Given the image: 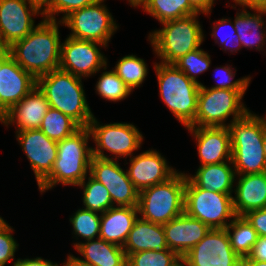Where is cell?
I'll return each mask as SVG.
<instances>
[{
	"label": "cell",
	"mask_w": 266,
	"mask_h": 266,
	"mask_svg": "<svg viewBox=\"0 0 266 266\" xmlns=\"http://www.w3.org/2000/svg\"><path fill=\"white\" fill-rule=\"evenodd\" d=\"M56 22L44 18L24 39L8 47L18 65L36 79L59 69L61 43Z\"/></svg>",
	"instance_id": "1"
},
{
	"label": "cell",
	"mask_w": 266,
	"mask_h": 266,
	"mask_svg": "<svg viewBox=\"0 0 266 266\" xmlns=\"http://www.w3.org/2000/svg\"><path fill=\"white\" fill-rule=\"evenodd\" d=\"M90 135L88 127H81L73 135L57 142V158L51 173L38 185L41 192L57 183L75 186L86 180L92 158V148L87 146Z\"/></svg>",
	"instance_id": "2"
},
{
	"label": "cell",
	"mask_w": 266,
	"mask_h": 266,
	"mask_svg": "<svg viewBox=\"0 0 266 266\" xmlns=\"http://www.w3.org/2000/svg\"><path fill=\"white\" fill-rule=\"evenodd\" d=\"M231 135L232 162L237 175L266 172L263 138L266 123L248 112L227 125Z\"/></svg>",
	"instance_id": "3"
},
{
	"label": "cell",
	"mask_w": 266,
	"mask_h": 266,
	"mask_svg": "<svg viewBox=\"0 0 266 266\" xmlns=\"http://www.w3.org/2000/svg\"><path fill=\"white\" fill-rule=\"evenodd\" d=\"M37 87L50 108L69 116L80 127H88L93 114L86 102L80 77L57 69L38 77Z\"/></svg>",
	"instance_id": "4"
},
{
	"label": "cell",
	"mask_w": 266,
	"mask_h": 266,
	"mask_svg": "<svg viewBox=\"0 0 266 266\" xmlns=\"http://www.w3.org/2000/svg\"><path fill=\"white\" fill-rule=\"evenodd\" d=\"M160 96L174 116L185 125L195 121L201 83L189 79L174 64H155Z\"/></svg>",
	"instance_id": "5"
},
{
	"label": "cell",
	"mask_w": 266,
	"mask_h": 266,
	"mask_svg": "<svg viewBox=\"0 0 266 266\" xmlns=\"http://www.w3.org/2000/svg\"><path fill=\"white\" fill-rule=\"evenodd\" d=\"M186 175L176 173L166 182L139 192L141 219L164 225L184 213Z\"/></svg>",
	"instance_id": "6"
},
{
	"label": "cell",
	"mask_w": 266,
	"mask_h": 266,
	"mask_svg": "<svg viewBox=\"0 0 266 266\" xmlns=\"http://www.w3.org/2000/svg\"><path fill=\"white\" fill-rule=\"evenodd\" d=\"M198 14L163 22L161 30L149 34L152 46L164 64H174L178 59L199 48L203 41Z\"/></svg>",
	"instance_id": "7"
},
{
	"label": "cell",
	"mask_w": 266,
	"mask_h": 266,
	"mask_svg": "<svg viewBox=\"0 0 266 266\" xmlns=\"http://www.w3.org/2000/svg\"><path fill=\"white\" fill-rule=\"evenodd\" d=\"M245 91L209 89L201 84L195 121L190 127H225L230 115L233 121L241 119L249 112L241 103Z\"/></svg>",
	"instance_id": "8"
},
{
	"label": "cell",
	"mask_w": 266,
	"mask_h": 266,
	"mask_svg": "<svg viewBox=\"0 0 266 266\" xmlns=\"http://www.w3.org/2000/svg\"><path fill=\"white\" fill-rule=\"evenodd\" d=\"M184 212L199 219L210 229H225V219L235 218L233 197L196 187L186 175Z\"/></svg>",
	"instance_id": "9"
},
{
	"label": "cell",
	"mask_w": 266,
	"mask_h": 266,
	"mask_svg": "<svg viewBox=\"0 0 266 266\" xmlns=\"http://www.w3.org/2000/svg\"><path fill=\"white\" fill-rule=\"evenodd\" d=\"M102 2L104 0L75 10L60 21L72 30L69 37L95 41L106 47L117 25Z\"/></svg>",
	"instance_id": "10"
},
{
	"label": "cell",
	"mask_w": 266,
	"mask_h": 266,
	"mask_svg": "<svg viewBox=\"0 0 266 266\" xmlns=\"http://www.w3.org/2000/svg\"><path fill=\"white\" fill-rule=\"evenodd\" d=\"M90 133L97 144V149L92 148V156L112 160L107 157L103 150L120 156H131L134 150L140 147L143 136L138 129L127 123H113L106 125H99L94 118L88 125Z\"/></svg>",
	"instance_id": "11"
},
{
	"label": "cell",
	"mask_w": 266,
	"mask_h": 266,
	"mask_svg": "<svg viewBox=\"0 0 266 266\" xmlns=\"http://www.w3.org/2000/svg\"><path fill=\"white\" fill-rule=\"evenodd\" d=\"M181 261L185 266H241L225 229H211Z\"/></svg>",
	"instance_id": "12"
},
{
	"label": "cell",
	"mask_w": 266,
	"mask_h": 266,
	"mask_svg": "<svg viewBox=\"0 0 266 266\" xmlns=\"http://www.w3.org/2000/svg\"><path fill=\"white\" fill-rule=\"evenodd\" d=\"M89 172L108 190L112 203L116 202L117 206H138L139 191L129 179L127 171H123L116 161L92 156Z\"/></svg>",
	"instance_id": "13"
},
{
	"label": "cell",
	"mask_w": 266,
	"mask_h": 266,
	"mask_svg": "<svg viewBox=\"0 0 266 266\" xmlns=\"http://www.w3.org/2000/svg\"><path fill=\"white\" fill-rule=\"evenodd\" d=\"M95 41L79 40L68 37L61 44V57L59 69L71 73L77 77L91 75L104 66L106 59L99 52Z\"/></svg>",
	"instance_id": "14"
},
{
	"label": "cell",
	"mask_w": 266,
	"mask_h": 266,
	"mask_svg": "<svg viewBox=\"0 0 266 266\" xmlns=\"http://www.w3.org/2000/svg\"><path fill=\"white\" fill-rule=\"evenodd\" d=\"M39 10L29 0H0V47L8 48L24 39L35 28L31 15Z\"/></svg>",
	"instance_id": "15"
},
{
	"label": "cell",
	"mask_w": 266,
	"mask_h": 266,
	"mask_svg": "<svg viewBox=\"0 0 266 266\" xmlns=\"http://www.w3.org/2000/svg\"><path fill=\"white\" fill-rule=\"evenodd\" d=\"M17 133V140L30 161L39 185L51 173L57 158V142L48 138L40 129Z\"/></svg>",
	"instance_id": "16"
},
{
	"label": "cell",
	"mask_w": 266,
	"mask_h": 266,
	"mask_svg": "<svg viewBox=\"0 0 266 266\" xmlns=\"http://www.w3.org/2000/svg\"><path fill=\"white\" fill-rule=\"evenodd\" d=\"M37 86V79L10 56L0 71V118Z\"/></svg>",
	"instance_id": "17"
},
{
	"label": "cell",
	"mask_w": 266,
	"mask_h": 266,
	"mask_svg": "<svg viewBox=\"0 0 266 266\" xmlns=\"http://www.w3.org/2000/svg\"><path fill=\"white\" fill-rule=\"evenodd\" d=\"M130 162L131 165L127 170V174L139 192L145 188L166 182L177 173L167 165L165 158L153 150H147L130 158Z\"/></svg>",
	"instance_id": "18"
},
{
	"label": "cell",
	"mask_w": 266,
	"mask_h": 266,
	"mask_svg": "<svg viewBox=\"0 0 266 266\" xmlns=\"http://www.w3.org/2000/svg\"><path fill=\"white\" fill-rule=\"evenodd\" d=\"M162 226L168 249L181 259L211 230L202 221L188 216L185 212Z\"/></svg>",
	"instance_id": "19"
},
{
	"label": "cell",
	"mask_w": 266,
	"mask_h": 266,
	"mask_svg": "<svg viewBox=\"0 0 266 266\" xmlns=\"http://www.w3.org/2000/svg\"><path fill=\"white\" fill-rule=\"evenodd\" d=\"M198 142V154L201 166L232 162L231 135L225 127H187ZM226 159V160H225Z\"/></svg>",
	"instance_id": "20"
},
{
	"label": "cell",
	"mask_w": 266,
	"mask_h": 266,
	"mask_svg": "<svg viewBox=\"0 0 266 266\" xmlns=\"http://www.w3.org/2000/svg\"><path fill=\"white\" fill-rule=\"evenodd\" d=\"M50 108L45 95L36 86L20 102L13 105L1 118L5 125L17 121L18 131L39 129ZM16 120V121H15Z\"/></svg>",
	"instance_id": "21"
},
{
	"label": "cell",
	"mask_w": 266,
	"mask_h": 266,
	"mask_svg": "<svg viewBox=\"0 0 266 266\" xmlns=\"http://www.w3.org/2000/svg\"><path fill=\"white\" fill-rule=\"evenodd\" d=\"M237 184L233 197L236 216L266 207V172L240 175Z\"/></svg>",
	"instance_id": "22"
},
{
	"label": "cell",
	"mask_w": 266,
	"mask_h": 266,
	"mask_svg": "<svg viewBox=\"0 0 266 266\" xmlns=\"http://www.w3.org/2000/svg\"><path fill=\"white\" fill-rule=\"evenodd\" d=\"M138 207H111L101 214L99 238L123 247L134 226Z\"/></svg>",
	"instance_id": "23"
},
{
	"label": "cell",
	"mask_w": 266,
	"mask_h": 266,
	"mask_svg": "<svg viewBox=\"0 0 266 266\" xmlns=\"http://www.w3.org/2000/svg\"><path fill=\"white\" fill-rule=\"evenodd\" d=\"M126 257L139 251L168 249L163 226L138 218L123 245Z\"/></svg>",
	"instance_id": "24"
},
{
	"label": "cell",
	"mask_w": 266,
	"mask_h": 266,
	"mask_svg": "<svg viewBox=\"0 0 266 266\" xmlns=\"http://www.w3.org/2000/svg\"><path fill=\"white\" fill-rule=\"evenodd\" d=\"M76 250L85 260L75 258L86 266H126L127 257L123 248L111 242L98 238L97 241L89 240L86 243H76Z\"/></svg>",
	"instance_id": "25"
},
{
	"label": "cell",
	"mask_w": 266,
	"mask_h": 266,
	"mask_svg": "<svg viewBox=\"0 0 266 266\" xmlns=\"http://www.w3.org/2000/svg\"><path fill=\"white\" fill-rule=\"evenodd\" d=\"M236 172L227 162L200 166L194 177L187 178L198 188L231 195Z\"/></svg>",
	"instance_id": "26"
},
{
	"label": "cell",
	"mask_w": 266,
	"mask_h": 266,
	"mask_svg": "<svg viewBox=\"0 0 266 266\" xmlns=\"http://www.w3.org/2000/svg\"><path fill=\"white\" fill-rule=\"evenodd\" d=\"M260 14H251L246 12L245 9L236 15L234 28L243 47L256 46V49H262L264 46V36L260 29L264 26L261 14H266V8L264 7H251ZM252 34V35H251ZM251 35L252 37H249Z\"/></svg>",
	"instance_id": "27"
},
{
	"label": "cell",
	"mask_w": 266,
	"mask_h": 266,
	"mask_svg": "<svg viewBox=\"0 0 266 266\" xmlns=\"http://www.w3.org/2000/svg\"><path fill=\"white\" fill-rule=\"evenodd\" d=\"M233 251L242 259L247 257L257 241V231L244 216H236L225 228ZM230 230H233L231 234Z\"/></svg>",
	"instance_id": "28"
},
{
	"label": "cell",
	"mask_w": 266,
	"mask_h": 266,
	"mask_svg": "<svg viewBox=\"0 0 266 266\" xmlns=\"http://www.w3.org/2000/svg\"><path fill=\"white\" fill-rule=\"evenodd\" d=\"M142 7L161 23L199 14L190 6L189 0H147Z\"/></svg>",
	"instance_id": "29"
},
{
	"label": "cell",
	"mask_w": 266,
	"mask_h": 266,
	"mask_svg": "<svg viewBox=\"0 0 266 266\" xmlns=\"http://www.w3.org/2000/svg\"><path fill=\"white\" fill-rule=\"evenodd\" d=\"M80 128L69 116L59 110L49 108L39 129L51 140L59 142L73 135Z\"/></svg>",
	"instance_id": "30"
},
{
	"label": "cell",
	"mask_w": 266,
	"mask_h": 266,
	"mask_svg": "<svg viewBox=\"0 0 266 266\" xmlns=\"http://www.w3.org/2000/svg\"><path fill=\"white\" fill-rule=\"evenodd\" d=\"M78 186L84 187V209L93 212H102L101 214H103L105 211L113 207L114 203H112L108 190L91 175L86 184L84 180Z\"/></svg>",
	"instance_id": "31"
},
{
	"label": "cell",
	"mask_w": 266,
	"mask_h": 266,
	"mask_svg": "<svg viewBox=\"0 0 266 266\" xmlns=\"http://www.w3.org/2000/svg\"><path fill=\"white\" fill-rule=\"evenodd\" d=\"M131 89L139 87L147 76L146 63L135 55H128L119 60L113 70Z\"/></svg>",
	"instance_id": "32"
},
{
	"label": "cell",
	"mask_w": 266,
	"mask_h": 266,
	"mask_svg": "<svg viewBox=\"0 0 266 266\" xmlns=\"http://www.w3.org/2000/svg\"><path fill=\"white\" fill-rule=\"evenodd\" d=\"M181 258L170 249L155 252L139 251L127 256L126 266H177Z\"/></svg>",
	"instance_id": "33"
},
{
	"label": "cell",
	"mask_w": 266,
	"mask_h": 266,
	"mask_svg": "<svg viewBox=\"0 0 266 266\" xmlns=\"http://www.w3.org/2000/svg\"><path fill=\"white\" fill-rule=\"evenodd\" d=\"M96 90L104 99L114 102L126 98L131 93V89L113 70L103 72Z\"/></svg>",
	"instance_id": "34"
},
{
	"label": "cell",
	"mask_w": 266,
	"mask_h": 266,
	"mask_svg": "<svg viewBox=\"0 0 266 266\" xmlns=\"http://www.w3.org/2000/svg\"><path fill=\"white\" fill-rule=\"evenodd\" d=\"M70 222L73 225L75 235L85 238L87 241L93 240L98 233H100L101 216H98L96 212L79 209L75 215L70 218Z\"/></svg>",
	"instance_id": "35"
},
{
	"label": "cell",
	"mask_w": 266,
	"mask_h": 266,
	"mask_svg": "<svg viewBox=\"0 0 266 266\" xmlns=\"http://www.w3.org/2000/svg\"><path fill=\"white\" fill-rule=\"evenodd\" d=\"M210 56L202 49H195L178 59L174 65L181 70L189 79L196 80V74L206 71L210 66Z\"/></svg>",
	"instance_id": "36"
},
{
	"label": "cell",
	"mask_w": 266,
	"mask_h": 266,
	"mask_svg": "<svg viewBox=\"0 0 266 266\" xmlns=\"http://www.w3.org/2000/svg\"><path fill=\"white\" fill-rule=\"evenodd\" d=\"M99 0H51L50 4L42 9L41 15H45V19L56 20L53 16L56 13L64 12L63 20L71 12L83 7L95 4Z\"/></svg>",
	"instance_id": "37"
},
{
	"label": "cell",
	"mask_w": 266,
	"mask_h": 266,
	"mask_svg": "<svg viewBox=\"0 0 266 266\" xmlns=\"http://www.w3.org/2000/svg\"><path fill=\"white\" fill-rule=\"evenodd\" d=\"M12 231L6 222L0 227V266H4L8 260L14 259L18 244L11 235Z\"/></svg>",
	"instance_id": "38"
},
{
	"label": "cell",
	"mask_w": 266,
	"mask_h": 266,
	"mask_svg": "<svg viewBox=\"0 0 266 266\" xmlns=\"http://www.w3.org/2000/svg\"><path fill=\"white\" fill-rule=\"evenodd\" d=\"M219 69H221V71H223L224 79H222V80L219 79L218 85L211 87V88L225 89V90H246L247 89L249 82H250L249 77H245L243 79L232 81L231 79H233V75H235V74H233L232 70L230 69V67L228 65H227V67L218 68V71H219ZM217 73H218L217 75L219 76V72H217Z\"/></svg>",
	"instance_id": "39"
},
{
	"label": "cell",
	"mask_w": 266,
	"mask_h": 266,
	"mask_svg": "<svg viewBox=\"0 0 266 266\" xmlns=\"http://www.w3.org/2000/svg\"><path fill=\"white\" fill-rule=\"evenodd\" d=\"M243 216L257 231L258 236H266V207L249 211Z\"/></svg>",
	"instance_id": "40"
},
{
	"label": "cell",
	"mask_w": 266,
	"mask_h": 266,
	"mask_svg": "<svg viewBox=\"0 0 266 266\" xmlns=\"http://www.w3.org/2000/svg\"><path fill=\"white\" fill-rule=\"evenodd\" d=\"M241 260H256L266 262V236H258L257 241L252 247L247 257Z\"/></svg>",
	"instance_id": "41"
},
{
	"label": "cell",
	"mask_w": 266,
	"mask_h": 266,
	"mask_svg": "<svg viewBox=\"0 0 266 266\" xmlns=\"http://www.w3.org/2000/svg\"><path fill=\"white\" fill-rule=\"evenodd\" d=\"M14 266H58V264H53L51 261H47L38 257L35 259H18L16 262H14Z\"/></svg>",
	"instance_id": "42"
},
{
	"label": "cell",
	"mask_w": 266,
	"mask_h": 266,
	"mask_svg": "<svg viewBox=\"0 0 266 266\" xmlns=\"http://www.w3.org/2000/svg\"><path fill=\"white\" fill-rule=\"evenodd\" d=\"M214 0H189L190 6L197 12L209 13Z\"/></svg>",
	"instance_id": "43"
},
{
	"label": "cell",
	"mask_w": 266,
	"mask_h": 266,
	"mask_svg": "<svg viewBox=\"0 0 266 266\" xmlns=\"http://www.w3.org/2000/svg\"><path fill=\"white\" fill-rule=\"evenodd\" d=\"M230 27H231V29H232V33L231 34H228L227 36H225V38H223L222 40H221V42L220 43H222V44H224L225 46H227V43L229 42V40H234V42H235V46L237 47V46H239V47H241V42H240V40H239V37H238V35H237V32H236V29L234 28V25H233V23H230ZM213 29H215V30H213V32L214 33H212V36H214L215 37V39H216V35H217V32H218V30H216V29H219L216 25L213 27ZM235 36V37H234ZM232 40H231V42H232Z\"/></svg>",
	"instance_id": "44"
},
{
	"label": "cell",
	"mask_w": 266,
	"mask_h": 266,
	"mask_svg": "<svg viewBox=\"0 0 266 266\" xmlns=\"http://www.w3.org/2000/svg\"><path fill=\"white\" fill-rule=\"evenodd\" d=\"M242 6L245 7H264L266 8V0H242Z\"/></svg>",
	"instance_id": "45"
},
{
	"label": "cell",
	"mask_w": 266,
	"mask_h": 266,
	"mask_svg": "<svg viewBox=\"0 0 266 266\" xmlns=\"http://www.w3.org/2000/svg\"><path fill=\"white\" fill-rule=\"evenodd\" d=\"M11 56L8 48L0 47V71L2 64Z\"/></svg>",
	"instance_id": "46"
},
{
	"label": "cell",
	"mask_w": 266,
	"mask_h": 266,
	"mask_svg": "<svg viewBox=\"0 0 266 266\" xmlns=\"http://www.w3.org/2000/svg\"><path fill=\"white\" fill-rule=\"evenodd\" d=\"M241 266H266V262L256 260H241Z\"/></svg>",
	"instance_id": "47"
},
{
	"label": "cell",
	"mask_w": 266,
	"mask_h": 266,
	"mask_svg": "<svg viewBox=\"0 0 266 266\" xmlns=\"http://www.w3.org/2000/svg\"><path fill=\"white\" fill-rule=\"evenodd\" d=\"M32 2L34 5H36L40 10L42 7L45 9L51 2V0H29Z\"/></svg>",
	"instance_id": "48"
},
{
	"label": "cell",
	"mask_w": 266,
	"mask_h": 266,
	"mask_svg": "<svg viewBox=\"0 0 266 266\" xmlns=\"http://www.w3.org/2000/svg\"><path fill=\"white\" fill-rule=\"evenodd\" d=\"M64 266H86L78 261L75 260L74 256L69 255L67 262L64 264Z\"/></svg>",
	"instance_id": "49"
},
{
	"label": "cell",
	"mask_w": 266,
	"mask_h": 266,
	"mask_svg": "<svg viewBox=\"0 0 266 266\" xmlns=\"http://www.w3.org/2000/svg\"><path fill=\"white\" fill-rule=\"evenodd\" d=\"M147 0H129L130 4L132 6H139V5H143Z\"/></svg>",
	"instance_id": "50"
},
{
	"label": "cell",
	"mask_w": 266,
	"mask_h": 266,
	"mask_svg": "<svg viewBox=\"0 0 266 266\" xmlns=\"http://www.w3.org/2000/svg\"><path fill=\"white\" fill-rule=\"evenodd\" d=\"M263 149H264V154H265V159H266V131H265L264 138H263Z\"/></svg>",
	"instance_id": "51"
},
{
	"label": "cell",
	"mask_w": 266,
	"mask_h": 266,
	"mask_svg": "<svg viewBox=\"0 0 266 266\" xmlns=\"http://www.w3.org/2000/svg\"><path fill=\"white\" fill-rule=\"evenodd\" d=\"M5 223V221L0 217V227Z\"/></svg>",
	"instance_id": "52"
},
{
	"label": "cell",
	"mask_w": 266,
	"mask_h": 266,
	"mask_svg": "<svg viewBox=\"0 0 266 266\" xmlns=\"http://www.w3.org/2000/svg\"><path fill=\"white\" fill-rule=\"evenodd\" d=\"M237 4L242 5V0H234Z\"/></svg>",
	"instance_id": "53"
},
{
	"label": "cell",
	"mask_w": 266,
	"mask_h": 266,
	"mask_svg": "<svg viewBox=\"0 0 266 266\" xmlns=\"http://www.w3.org/2000/svg\"><path fill=\"white\" fill-rule=\"evenodd\" d=\"M177 266H185L183 262L181 261Z\"/></svg>",
	"instance_id": "54"
},
{
	"label": "cell",
	"mask_w": 266,
	"mask_h": 266,
	"mask_svg": "<svg viewBox=\"0 0 266 266\" xmlns=\"http://www.w3.org/2000/svg\"><path fill=\"white\" fill-rule=\"evenodd\" d=\"M264 123H266V119L265 118H260Z\"/></svg>",
	"instance_id": "55"
}]
</instances>
